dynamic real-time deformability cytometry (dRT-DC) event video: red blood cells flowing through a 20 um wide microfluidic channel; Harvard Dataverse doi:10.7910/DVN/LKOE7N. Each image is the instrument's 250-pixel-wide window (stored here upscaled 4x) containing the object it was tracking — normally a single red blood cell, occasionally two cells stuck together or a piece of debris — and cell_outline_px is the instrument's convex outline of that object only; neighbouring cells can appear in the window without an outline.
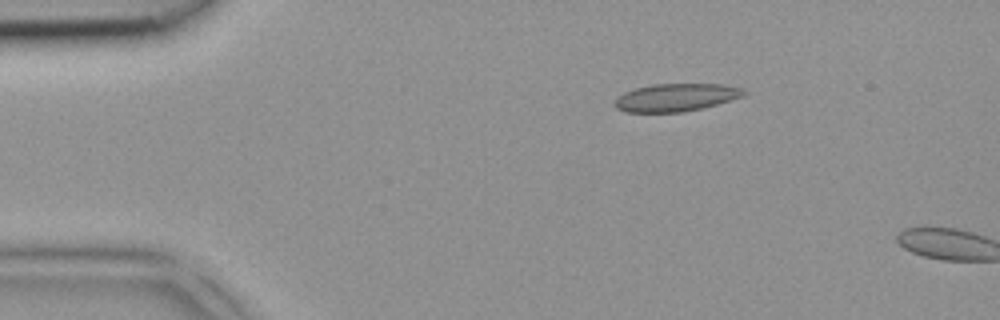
{"species": "common noctule bat (a hibernating species)", "species_latin": "Nyctalus noctula", "temperature_condition": "room temperature", "stored_images_in_passage": 3, "camera_frame_rate_fps": 3000, "um_per_image_px": 0.085, "animal": {"sex": "female", "body_mass_g": 18.4}, "frame": {"image": 1, "passage_image": 1, "time_ms": 0.0, "image_size_px": [1000, 320], "cell_outline_px": [[748, 92], [744, 96], [716, 104], [684, 112], [624, 112], [616, 108], [612, 104], [624, 92], [636, 88], [652, 84], [720, 84], [744, 88]], "centroid_in_image_um": [57.46, 8.28], "position_along_channel_um": 27.5, "area_um2": 20.87}}